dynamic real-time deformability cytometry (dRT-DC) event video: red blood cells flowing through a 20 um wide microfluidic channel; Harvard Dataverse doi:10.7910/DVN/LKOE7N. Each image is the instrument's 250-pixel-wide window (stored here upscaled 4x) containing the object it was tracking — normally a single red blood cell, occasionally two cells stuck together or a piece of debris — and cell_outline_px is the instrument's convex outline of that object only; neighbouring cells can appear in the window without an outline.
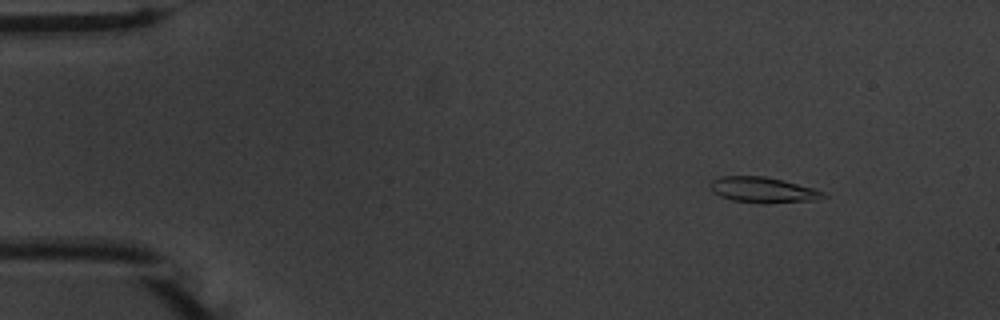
{"species": "common noctule bat (a hibernating species)", "species_latin": "Nyctalus noctula", "temperature_condition": "warm", "stored_images_in_passage": 55, "camera_frame_rate_fps": 3000, "um_per_image_px": 0.085, "animal": {"sex": "male", "body_mass_g": 20.1, "forearm_length_mm": 53.5}, "frame": {"image": 1, "passage_image": 7, "time_ms": 2.0, "image_size_px": [1000, 320], "cell_outline_px": [[828, 196], [816, 200], [764, 204], [732, 200], [720, 196], [712, 192], [708, 188], [708, 184], [712, 180], [720, 176], [764, 176], [784, 180], [812, 188], [824, 192]], "centroid_in_image_um": [64.81, 16.15], "position_along_channel_um": 20.2, "area_um2": 17.11}}
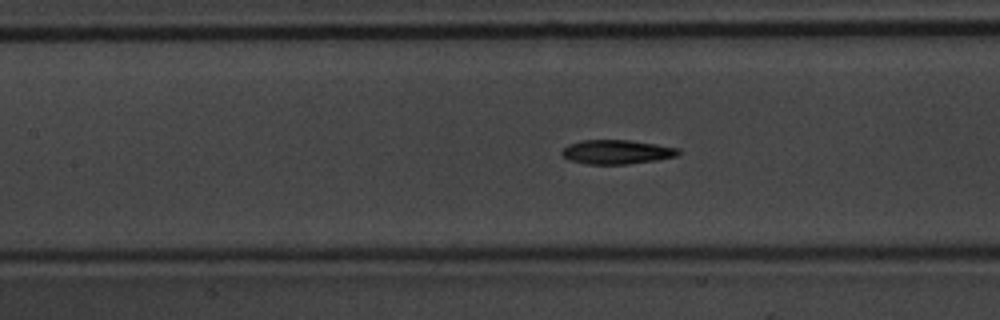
{"frame": {"image": 2, "passage_image": 25, "time_ms": 8.0, "image_size_px": [1000, 320], "cell_outline_px": [[680, 152], [676, 156], [656, 160], [628, 164], [588, 164], [568, 160], [560, 152], [568, 144], [580, 140], [628, 140], [656, 144], [680, 148]], "centroid_in_image_um": [52.41, 12.91], "position_along_channel_um": 155.0, "area_um2": 16.42}}
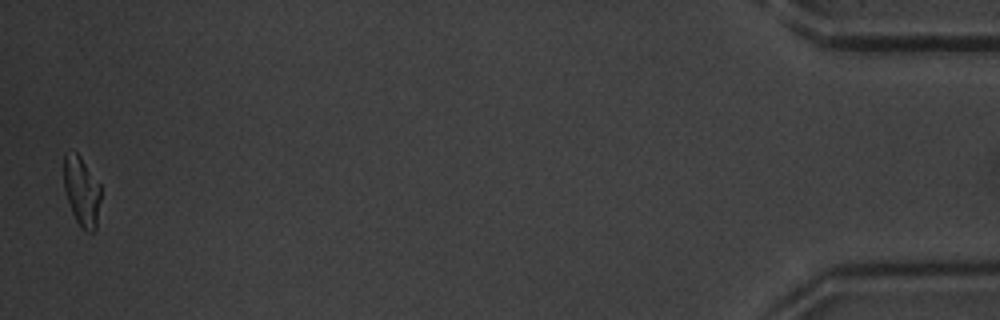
{"frame": {"image": 3, "passage_image": 54, "time_ms": 17.667, "image_size_px": [1000, 320], "cell_outline_px": [[100, 200], [96, 228], [92, 232], [84, 232], [76, 220], [72, 212], [64, 188], [64, 152], [76, 152], [80, 156], [100, 184]], "centroid_in_image_um": [6.94, 16.27], "position_along_channel_um": 428.3, "area_um2": 14.91}, "authors_computed_cell_mechanics": {"area_um2": 16.3574, "velocity_mm_per_s": 3.7548, "shape_relaxation_time_tau1_ms": 3.0057, "shape_relaxation_time_tau2_ms": 6.1984, "deformation_change_tau1": 0.1551, "deformation_change_tau2": 0.1464}}